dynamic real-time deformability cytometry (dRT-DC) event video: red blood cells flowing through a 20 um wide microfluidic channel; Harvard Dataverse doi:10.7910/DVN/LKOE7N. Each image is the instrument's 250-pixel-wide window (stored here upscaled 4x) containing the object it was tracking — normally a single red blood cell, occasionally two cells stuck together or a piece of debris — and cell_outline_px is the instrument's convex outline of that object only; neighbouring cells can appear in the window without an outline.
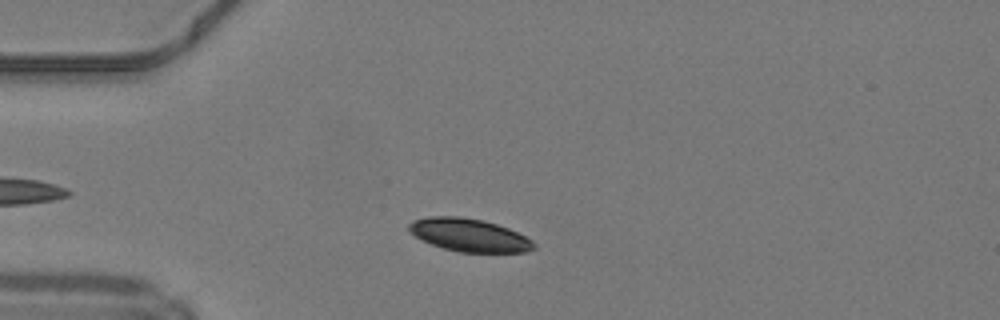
{"species": "common noctule bat (a hibernating species)", "species_latin": "Nyctalus noctula", "temperature_condition": "warm", "stored_images_in_passage": 34, "camera_frame_rate_fps": 3000, "um_per_image_px": 0.085, "animal": {"sex": "male", "body_mass_g": 19.2, "forearm_length_mm": 51.8}, "frame": {"image": 1, "passage_image": 7, "time_ms": 2.0, "image_size_px": [1000, 320], "cell_outline_px": [[536, 248], [528, 252], [460, 252], [444, 248], [432, 244], [408, 232], [408, 224], [412, 220], [428, 216], [460, 216], [480, 220], [496, 224], [508, 228], [532, 240], [536, 244]], "centroid_in_image_um": [39.87, 19.98], "position_along_channel_um": 45.1, "area_um2": 23.87}}
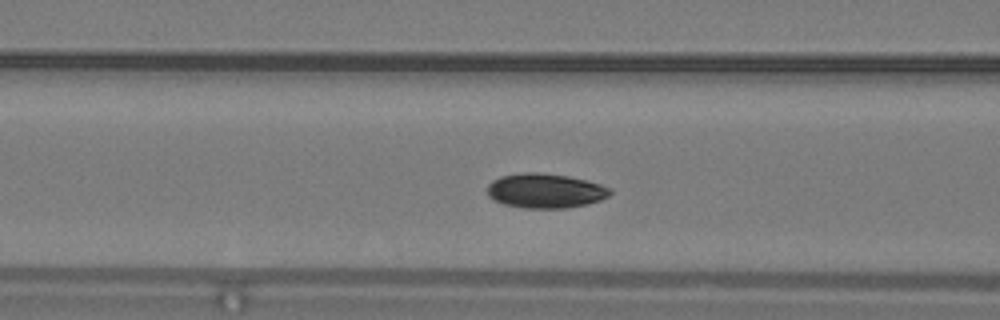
{"frame": {"image": 2, "passage_image": 14, "time_ms": 4.333, "image_size_px": [1000, 320], "cell_outline_px": [[612, 192], [608, 196], [600, 200], [584, 204], [564, 208], [524, 208], [504, 204], [492, 200], [488, 196], [488, 184], [492, 180], [500, 176], [524, 172], [536, 172], [568, 176], [600, 184], [608, 188]], "centroid_in_image_um": [46.29, 16.21], "position_along_channel_um": 120.3, "area_um2": 24.57}}
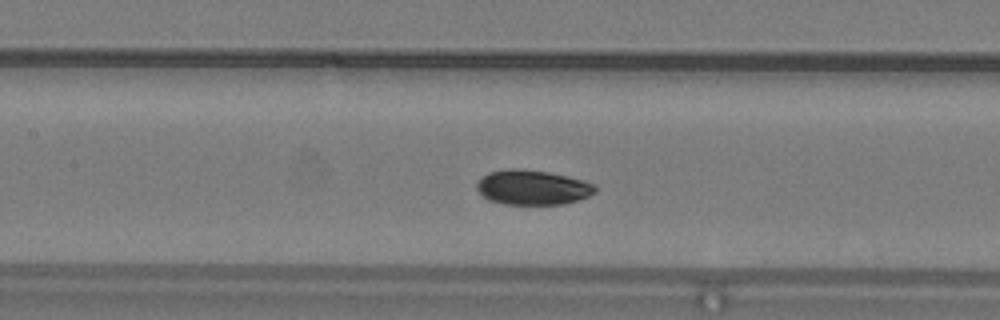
{"frame": {"image": 3, "passage_image": 17, "time_ms": 5.333, "image_size_px": [1000, 320], "cell_outline_px": [[596, 192], [580, 200], [564, 204], [504, 204], [488, 200], [476, 188], [476, 184], [488, 172], [508, 168], [520, 168], [548, 172], [568, 176], [584, 180], [592, 184], [596, 188]], "centroid_in_image_um": [45.27, 15.93], "position_along_channel_um": 162.1, "area_um2": 24.04}, "authors_computed_cell_mechanics": {"area_um2": 24.1026, "velocity_mm_per_s": 4.1661, "shape_relaxation_time_tau1_ms": 2.5836, "shape_relaxation_time_tau2_ms": 3.8954, "deformation_change_tau1": 0.0927, "deformation_change_tau2": 0.0525}}